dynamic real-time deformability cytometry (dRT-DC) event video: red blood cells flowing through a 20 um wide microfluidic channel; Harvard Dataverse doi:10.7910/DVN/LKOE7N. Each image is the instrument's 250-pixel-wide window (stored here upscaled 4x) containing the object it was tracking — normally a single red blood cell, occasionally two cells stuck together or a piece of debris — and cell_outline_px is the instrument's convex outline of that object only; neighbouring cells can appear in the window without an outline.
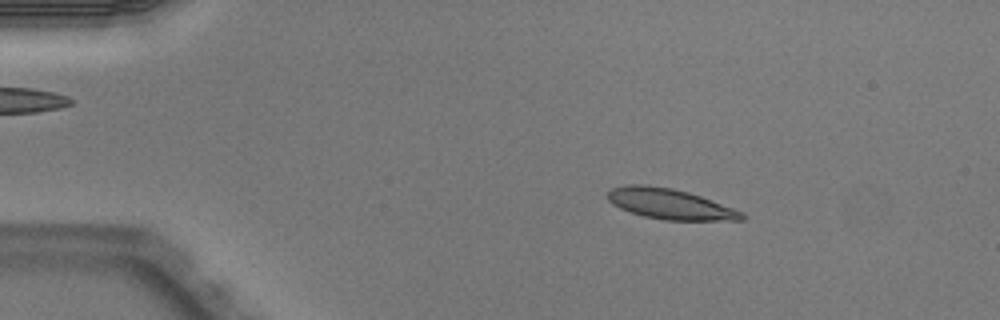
{"species": "Egyptian fruit bat (a non-hibernating species)", "species_latin": "Rousettus aegyptiacus", "temperature_condition": "warm", "stored_images_in_passage": 6, "camera_frame_rate_fps": 3000, "um_per_image_px": 0.085, "animal": {"sex": "male"}, "frame": {"image": 1, "passage_image": 3, "time_ms": 0.667, "image_size_px": [1000, 320], "cell_outline_px": [[748, 216], [744, 220], [664, 220], [644, 216], [620, 208], [612, 204], [604, 196], [612, 188], [624, 184], [648, 184], [672, 188], [688, 192], [700, 196], [744, 212]], "centroid_in_image_um": [56.93, 17.33], "position_along_channel_um": 28.1, "area_um2": 23.99}}
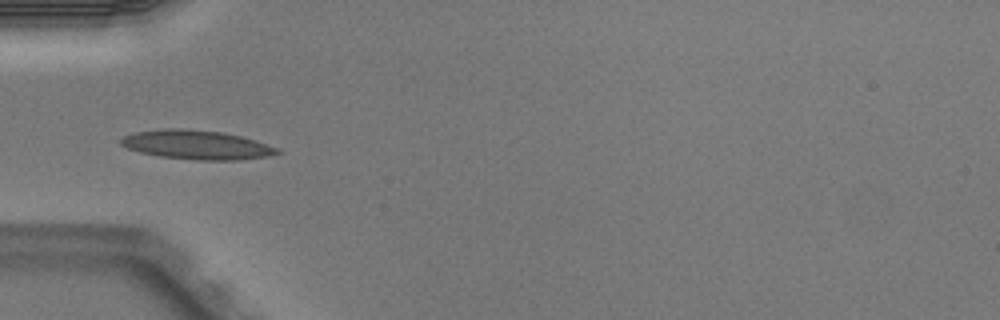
{"frame": {"image": 2, "passage_image": 5, "time_ms": 1.333, "image_size_px": [1000, 320], "cell_outline_px": [[284, 152], [268, 156], [236, 160], [196, 160], [160, 156], [140, 152], [128, 148], [120, 144], [120, 140], [124, 136], [136, 132], [164, 128], [184, 128], [220, 132], [240, 136], [280, 148]], "centroid_in_image_um": [16.74, 12.31], "position_along_channel_um": 68.3, "area_um2": 26.41}}
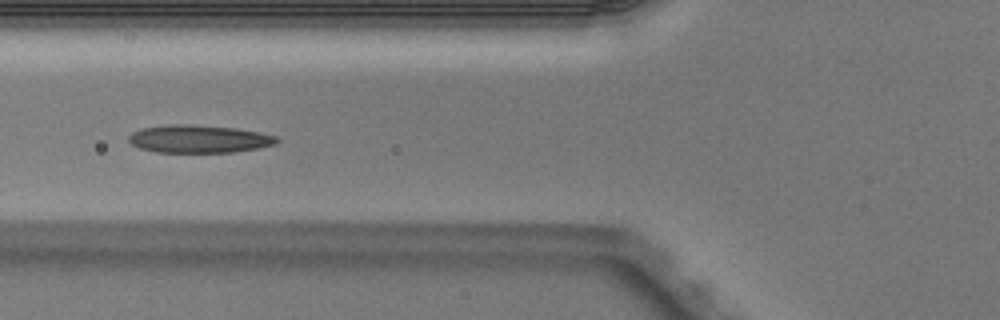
{"frame": {"image": 3, "passage_image": 6, "time_ms": 1.667, "image_size_px": [1000, 320], "cell_outline_px": [[280, 140], [276, 144], [260, 148], [232, 152], [156, 152], [140, 148], [132, 144], [128, 140], [128, 136], [132, 132], [140, 128], [168, 124], [188, 124], [236, 128], [280, 136]], "centroid_in_image_um": [16.93, 11.8], "position_along_channel_um": 108.9, "area_um2": 24.22}}